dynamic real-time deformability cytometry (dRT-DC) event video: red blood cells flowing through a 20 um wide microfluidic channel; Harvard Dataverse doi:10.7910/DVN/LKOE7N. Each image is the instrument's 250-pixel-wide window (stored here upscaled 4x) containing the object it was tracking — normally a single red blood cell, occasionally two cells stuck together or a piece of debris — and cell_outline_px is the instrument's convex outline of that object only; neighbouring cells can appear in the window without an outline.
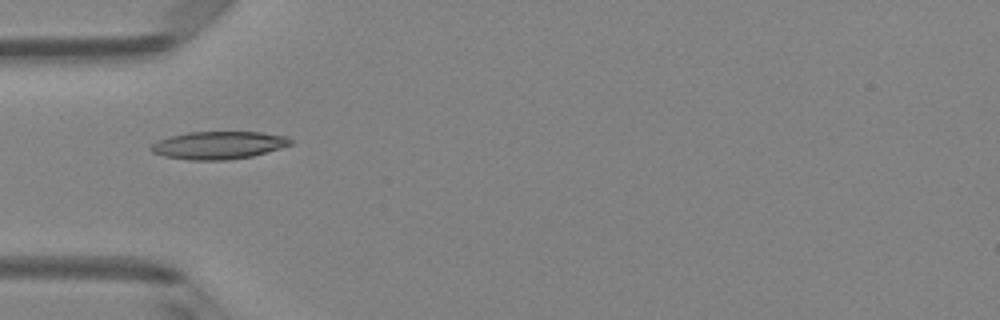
{"species": "Egyptian fruit bat (a non-hibernating species)", "species_latin": "Rousettus aegyptiacus", "temperature_condition": "room temperature", "stored_images_in_passage": 5, "camera_frame_rate_fps": 3000, "um_per_image_px": 0.085, "animal": {"sex": "female"}, "frame": {"image": 1, "passage_image": 5, "time_ms": 1.333, "image_size_px": [1000, 320], "cell_outline_px": [[292, 144], [280, 148], [252, 156], [228, 160], [188, 160], [164, 156], [152, 152], [148, 148], [156, 140], [168, 136], [188, 132], [260, 132], [288, 136], [292, 140]], "centroid_in_image_um": [18.54, 12.34], "position_along_channel_um": 66.5, "area_um2": 22.72}}